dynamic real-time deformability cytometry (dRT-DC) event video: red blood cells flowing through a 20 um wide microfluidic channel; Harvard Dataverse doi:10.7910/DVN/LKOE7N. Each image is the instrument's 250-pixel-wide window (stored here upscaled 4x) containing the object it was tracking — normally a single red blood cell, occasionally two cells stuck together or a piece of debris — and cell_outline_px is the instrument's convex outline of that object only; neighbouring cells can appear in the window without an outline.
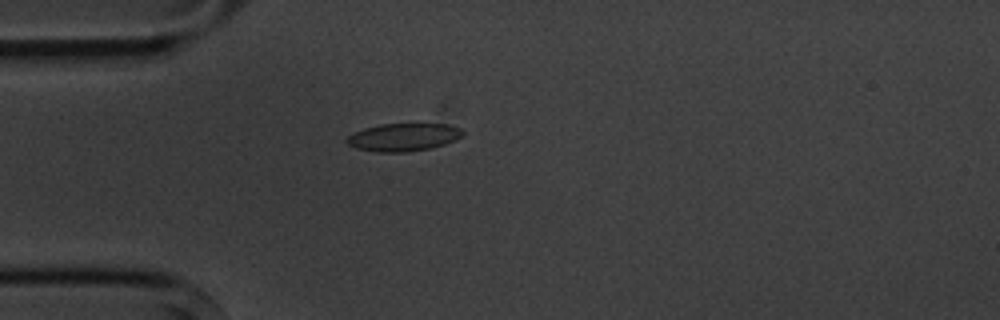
{"species": "common noctule bat (a hibernating species)", "species_latin": "Nyctalus noctula", "temperature_condition": "cold", "stored_images_in_passage": 4, "camera_frame_rate_fps": 3000, "um_per_image_px": 0.085, "animal": {"sex": "male", "body_mass_g": 20.1, "forearm_length_mm": 53.5}, "frame": {"image": 1, "passage_image": 3, "time_ms": 3.333, "image_size_px": [1000, 320], "cell_outline_px": [[464, 136], [456, 140], [432, 148], [404, 152], [376, 152], [356, 148], [348, 144], [344, 140], [348, 136], [364, 128], [380, 124], [448, 124], [460, 128], [464, 132]], "centroid_in_image_um": [34.31, 11.66], "position_along_channel_um": 50.7, "area_um2": 18.84}}